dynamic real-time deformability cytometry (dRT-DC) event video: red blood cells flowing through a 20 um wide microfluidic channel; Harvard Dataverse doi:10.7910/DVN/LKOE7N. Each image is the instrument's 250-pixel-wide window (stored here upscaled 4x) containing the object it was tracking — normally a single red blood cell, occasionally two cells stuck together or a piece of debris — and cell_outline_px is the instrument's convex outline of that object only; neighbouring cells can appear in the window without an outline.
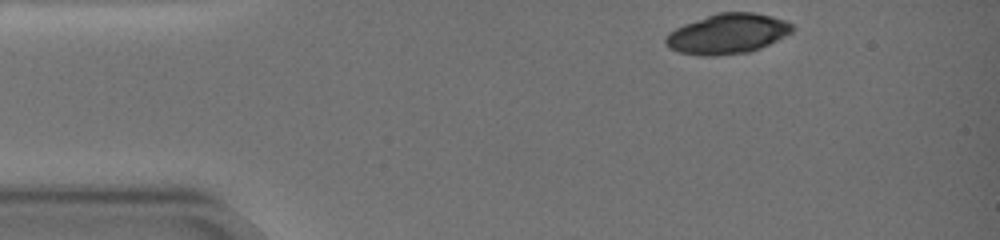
{"species": "common noctule bat (a hibernating species)", "species_latin": "Nyctalus noctula", "temperature_condition": "warm", "stored_images_in_passage": 51, "camera_frame_rate_fps": 3000, "um_per_image_px": 0.085, "animal": {"sex": "female", "body_mass_g": 19.0, "forearm_length_mm": 51.5}, "frame": {"image": 1, "passage_image": 1, "time_ms": 0.0, "image_size_px": [1000, 240], "cell_outline_px": [[796, 28], [792, 32], [760, 48], [748, 52], [712, 56], [704, 56], [680, 52], [668, 48], [664, 44], [664, 40], [668, 32], [684, 24], [716, 12], [752, 12], [772, 16], [784, 20], [792, 24]], "centroid_in_image_um": [61.81, 2.86], "position_along_channel_um": 23.2, "area_um2": 29.59}}
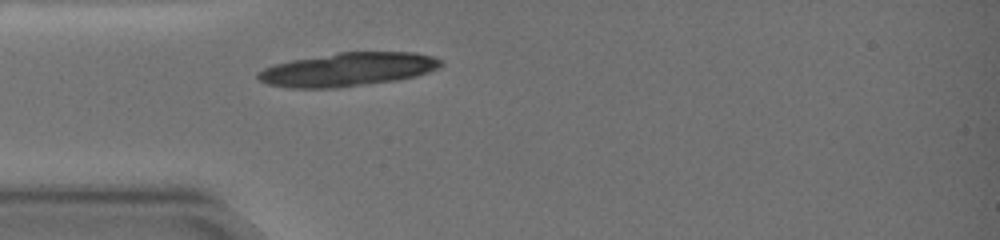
{"frame": {"image": 2, "passage_image": 11, "time_ms": 3.333, "image_size_px": [1000, 240], "cell_outline_px": [[444, 64], [440, 68], [416, 76], [396, 80], [336, 88], [288, 88], [268, 84], [260, 80], [256, 76], [256, 72], [264, 68], [276, 64], [292, 60], [336, 52], [416, 52], [436, 56]], "centroid_in_image_um": [29.59, 5.9], "position_along_channel_um": 55.4, "area_um2": 35.95}}